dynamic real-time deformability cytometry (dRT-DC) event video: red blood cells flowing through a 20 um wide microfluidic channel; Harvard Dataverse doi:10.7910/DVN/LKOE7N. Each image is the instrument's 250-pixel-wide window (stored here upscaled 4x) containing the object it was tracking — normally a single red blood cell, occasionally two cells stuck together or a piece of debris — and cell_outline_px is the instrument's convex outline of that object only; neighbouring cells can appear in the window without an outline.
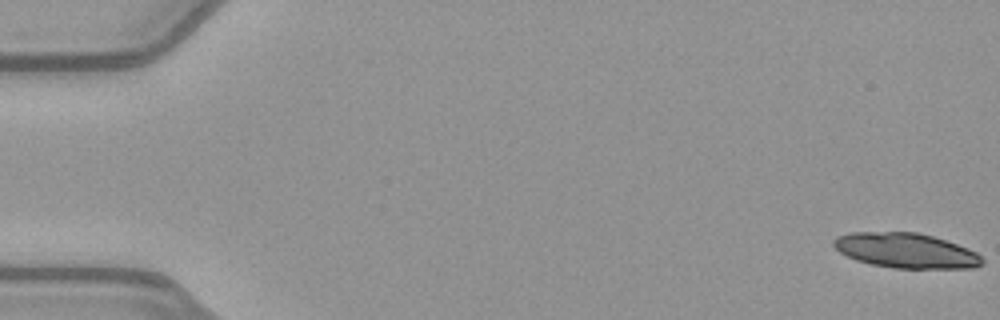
{"species": "common noctule bat (a hibernating species)", "species_latin": "Nyctalus noctula", "temperature_condition": "warm", "stored_images_in_passage": 52, "camera_frame_rate_fps": 3000, "um_per_image_px": 0.085, "animal": {"sex": "female", "body_mass_g": 21.9}, "frame": {"image": 1, "passage_image": 1, "time_ms": 0.0, "image_size_px": [1000, 320], "cell_outline_px": [[984, 264], [972, 268], [892, 268], [872, 264], [856, 260], [840, 252], [832, 244], [832, 240], [836, 236], [852, 232], [916, 232], [932, 236], [968, 248], [976, 252], [984, 260]], "centroid_in_image_um": [76.99, 21.3], "position_along_channel_um": 8.0, "area_um2": 30.17}, "authors_computed_cell_mechanics": {"area_um2": 19.9988, "velocity_mm_per_s": 3.9778, "shape_relaxation_time_tau1_ms": 7.9314, "shape_relaxation_time_tau2_ms": null, "deformation_change_tau1": 0.1866, "deformation_change_tau2": null}}